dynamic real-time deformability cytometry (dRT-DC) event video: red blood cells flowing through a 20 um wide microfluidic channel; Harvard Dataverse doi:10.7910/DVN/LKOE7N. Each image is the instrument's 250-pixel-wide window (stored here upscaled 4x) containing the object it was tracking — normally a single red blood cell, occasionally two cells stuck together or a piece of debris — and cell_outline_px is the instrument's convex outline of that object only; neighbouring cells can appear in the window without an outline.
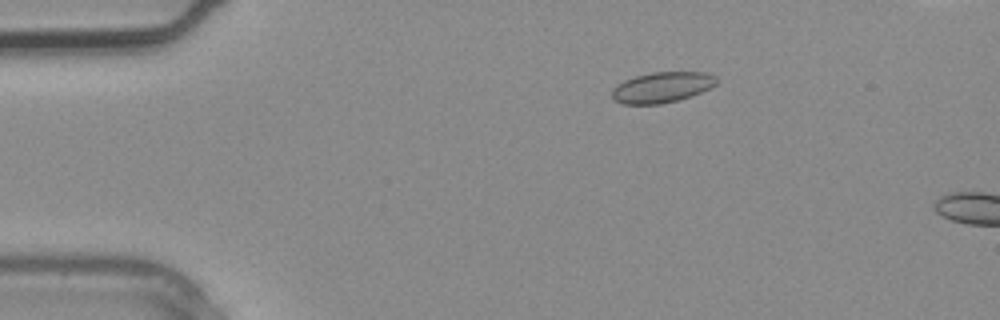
{"species": "common noctule bat (a hibernating species)", "species_latin": "Nyctalus noctula", "temperature_condition": "warm", "stored_images_in_passage": 2, "camera_frame_rate_fps": 3000, "um_per_image_px": 0.085, "animal": {"sex": "male", "body_mass_g": 20.4}, "frame": {"image": 1, "passage_image": 1, "time_ms": 0.0, "image_size_px": [1000, 320], "cell_outline_px": [[716, 84], [700, 92], [676, 100], [660, 104], [624, 104], [612, 100], [612, 88], [616, 84], [624, 80], [636, 76], [652, 72], [708, 72], [716, 76]], "centroid_in_image_um": [56.22, 7.41], "position_along_channel_um": 28.8, "area_um2": 18.55}}